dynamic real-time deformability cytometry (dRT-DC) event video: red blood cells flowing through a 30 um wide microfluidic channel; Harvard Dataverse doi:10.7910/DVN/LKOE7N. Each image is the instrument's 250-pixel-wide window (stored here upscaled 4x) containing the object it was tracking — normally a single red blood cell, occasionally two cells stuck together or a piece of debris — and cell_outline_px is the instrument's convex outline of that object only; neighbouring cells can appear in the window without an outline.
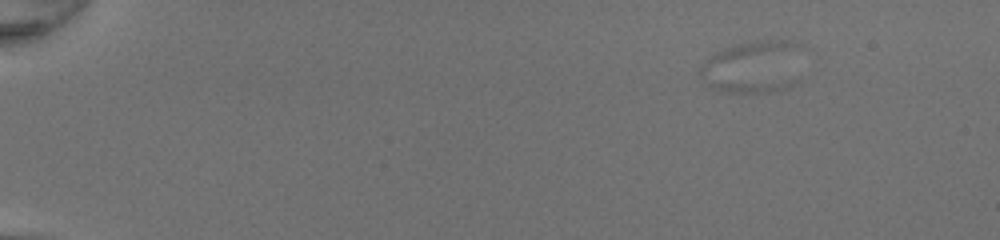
{"species": "common noctule bat (a hibernating species)", "species_latin": "Nyctalus noctula", "temperature_condition": "room temperature", "stored_images_in_passage": 58, "camera_frame_rate_fps": 3000, "um_per_image_px": 0.085, "animal": {"sex": "female", "body_mass_g": 20.0, "forearm_length_mm": 54.0}, "frame": {"image": 1, "passage_image": 9, "time_ms": 2.667, "image_size_px": [1000, 240], "cell_outline_px": [[796, 44], [792, 84], [784, 88], [768, 92], [728, 92], [712, 88], [708, 84], [700, 72], [700, 68], [716, 52], [740, 44], [760, 40], [784, 40]], "centroid_in_image_um": [63.9, 5.7], "position_along_channel_um": 21.1, "area_um2": 29.3}}
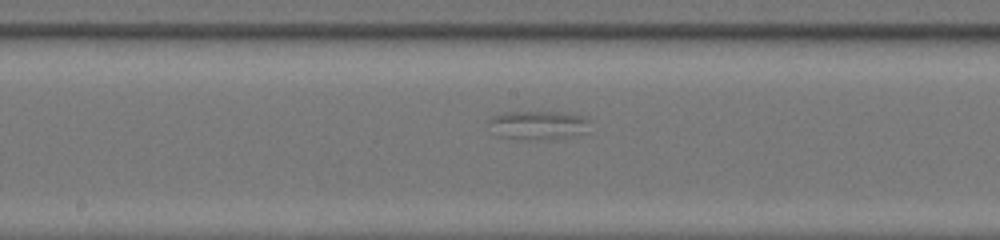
{"frame": {"image": 2, "passage_image": 34, "time_ms": 11.0, "image_size_px": [1000, 240], "cell_outline_px": [[592, 120], [588, 132], [576, 136], [556, 140], [516, 140], [500, 136], [488, 124], [488, 120], [492, 116], [504, 112], [560, 112], [584, 116]], "centroid_in_image_um": [45.83, 10.66], "position_along_channel_um": 202.4, "area_um2": 17.69}}
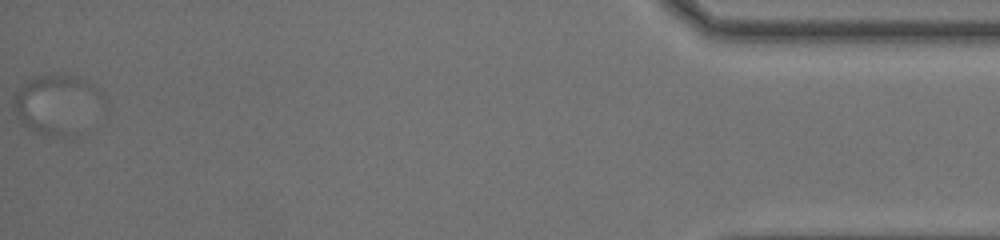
{"frame": {"image": 3, "passage_image": 58, "time_ms": 19.0, "image_size_px": [1000, 240], "cell_outline_px": [[108, 104], [64, 136], [44, 136], [28, 128], [16, 116], [12, 108], [12, 96], [28, 80], [36, 76], [76, 76], [88, 80], [104, 92]], "centroid_in_image_um": [4.84, 8.82], "position_along_channel_um": 430.4, "area_um2": 30.69}}